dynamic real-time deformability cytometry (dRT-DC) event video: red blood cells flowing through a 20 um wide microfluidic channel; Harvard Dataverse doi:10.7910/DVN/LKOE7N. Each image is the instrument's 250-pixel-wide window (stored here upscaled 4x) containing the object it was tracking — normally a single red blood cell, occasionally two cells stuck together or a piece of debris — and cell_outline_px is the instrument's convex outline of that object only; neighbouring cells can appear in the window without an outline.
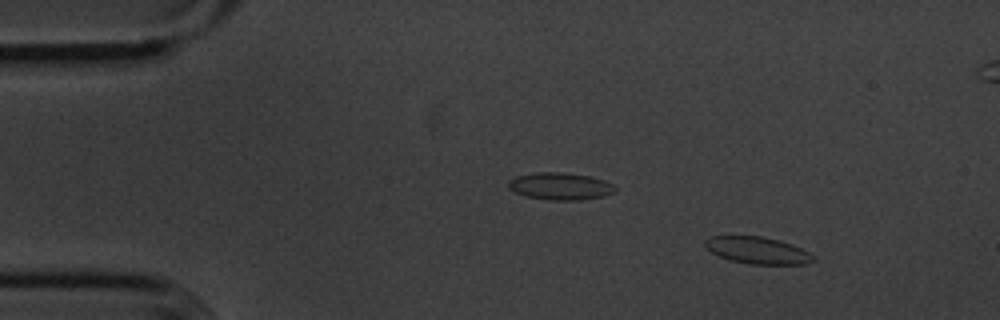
{"species": "common noctule bat (a hibernating species)", "species_latin": "Nyctalus noctula", "temperature_condition": "cold", "stored_images_in_passage": 51, "segment_of_instrument_passage": [1, 2], "camera_frame_rate_fps": 3000, "um_per_image_px": 0.085, "animal": {"sex": "male", "body_mass_g": 20.1, "forearm_length_mm": 53.5}, "frame": {"image": 1, "passage_image": 1, "time_ms": 0.0, "image_size_px": [1000, 320], "cell_outline_px": [[816, 260], [804, 264], [752, 264], [732, 260], [720, 256], [712, 252], [704, 244], [704, 240], [708, 236], [760, 236], [780, 240], [792, 244], [816, 256]], "centroid_in_image_um": [64.42, 21.27], "position_along_channel_um": 20.6, "area_um2": 16.88}}
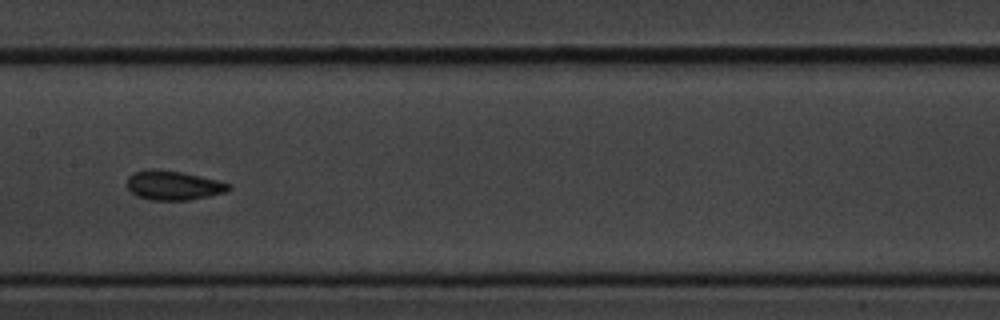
{"frame": {"image": 2, "passage_image": 22, "time_ms": 7.0, "image_size_px": [1000, 320], "cell_outline_px": [[232, 188], [224, 192], [208, 196], [188, 200], [152, 200], [136, 196], [128, 188], [128, 176], [132, 172], [184, 172], [232, 184]], "centroid_in_image_um": [14.79, 15.8], "position_along_channel_um": 192.6, "area_um2": 16.65}}
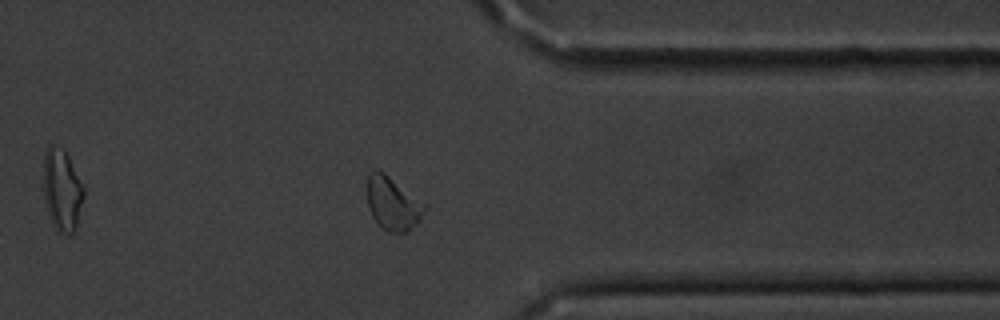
{"frame": {"image": 3, "passage_image": 38, "time_ms": 12.333, "image_size_px": [1000, 320], "cell_outline_px": [[428, 208], [416, 224], [408, 232], [388, 232], [372, 216], [368, 208], [368, 172], [376, 168], [384, 172], [428, 204]], "centroid_in_image_um": [33.42, 17.27], "position_along_channel_um": 378.0, "area_um2": 18.03}}